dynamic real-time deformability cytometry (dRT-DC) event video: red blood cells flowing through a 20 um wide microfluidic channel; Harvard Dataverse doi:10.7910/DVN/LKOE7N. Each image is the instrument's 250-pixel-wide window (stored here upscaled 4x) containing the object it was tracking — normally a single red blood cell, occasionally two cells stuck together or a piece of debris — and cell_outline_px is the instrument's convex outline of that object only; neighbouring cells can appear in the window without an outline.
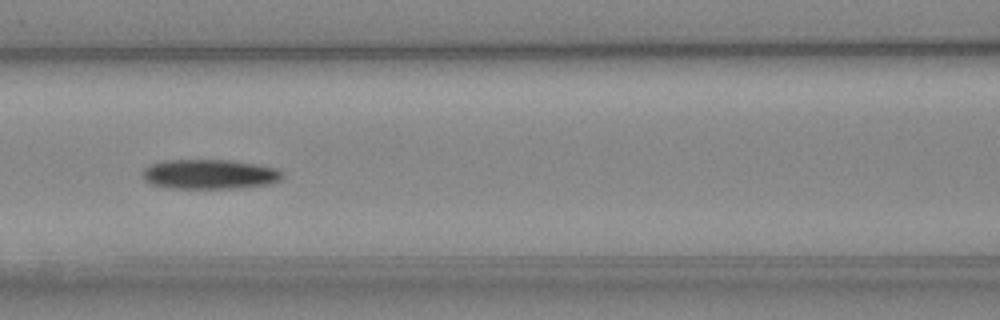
{"species": "Egyptian fruit bat (a non-hibernating species)", "species_latin": "Rousettus aegyptiacus", "temperature_condition": "cold", "stored_images_in_passage": 8, "camera_frame_rate_fps": 3000, "um_per_image_px": 0.085, "animal": {"sex": "female"}, "frame": {"image": 1, "passage_image": 6, "time_ms": 5.667, "image_size_px": [1000, 320], "cell_outline_px": [[284, 176], [280, 180], [268, 184], [232, 188], [168, 188], [152, 184], [144, 180], [144, 168], [148, 164], [164, 160], [228, 160], [256, 164], [280, 168], [284, 172]], "centroid_in_image_um": [17.83, 14.8], "position_along_channel_um": 148.8, "area_um2": 24.28}}
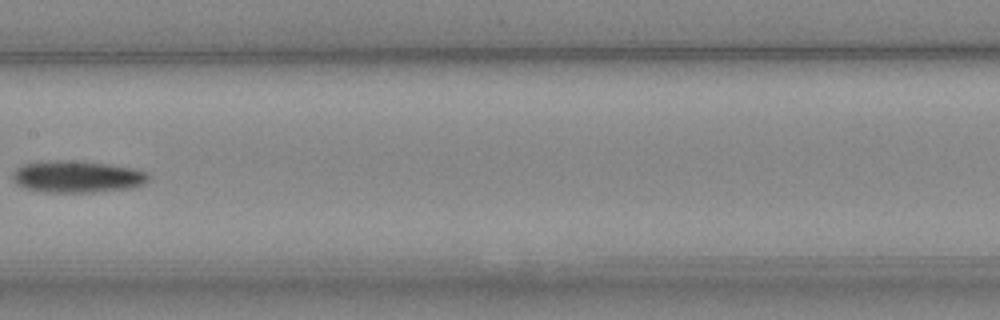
{"frame": {"image": 2, "passage_image": 7, "time_ms": 7.0, "image_size_px": [1000, 320], "cell_outline_px": [[148, 180], [144, 184], [128, 188], [92, 192], [48, 192], [24, 188], [16, 184], [12, 180], [12, 172], [16, 168], [24, 164], [48, 160], [84, 160], [132, 168], [148, 172]], "centroid_in_image_um": [6.52, 15.0], "position_along_channel_um": 200.9, "area_um2": 25.43}}
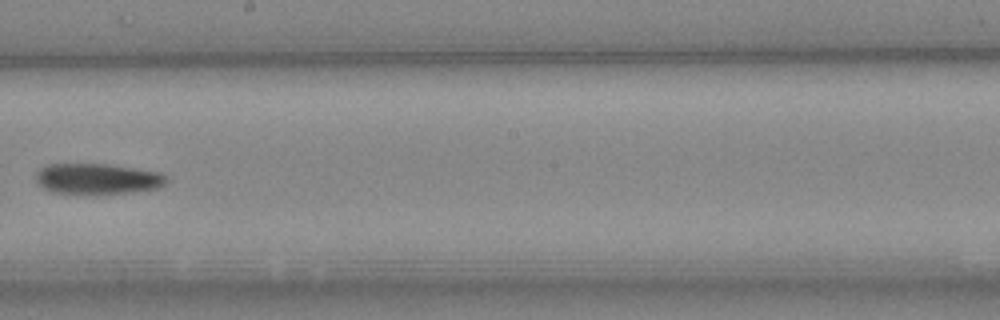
{"frame": {"image": 3, "passage_image": 8, "time_ms": 8.0, "image_size_px": [1000, 320], "cell_outline_px": [[168, 180], [160, 188], [132, 192], [96, 196], [52, 192], [36, 184], [36, 172], [40, 168], [48, 164], [104, 164], [160, 172], [168, 176]], "centroid_in_image_um": [8.27, 15.24], "position_along_channel_um": 239.9, "area_um2": 24.04}}